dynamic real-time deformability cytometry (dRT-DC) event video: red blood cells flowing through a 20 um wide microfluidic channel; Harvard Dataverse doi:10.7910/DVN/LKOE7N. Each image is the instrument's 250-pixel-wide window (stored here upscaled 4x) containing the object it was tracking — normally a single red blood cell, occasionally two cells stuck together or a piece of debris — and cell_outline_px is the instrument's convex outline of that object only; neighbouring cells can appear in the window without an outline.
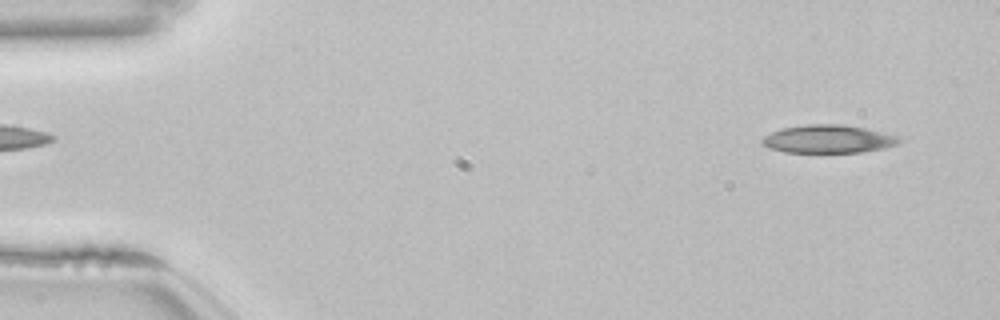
{"species": "common noctule bat (a hibernating species)", "species_latin": "Nyctalus noctula", "temperature_condition": "room temperature", "stored_images_in_passage": 50, "camera_frame_rate_fps": 3000, "um_per_image_px": 0.085, "animal": {"sex": "female", "body_mass_g": 22.7, "forearm_length_mm": 54.2}, "frame": {"image": 1, "passage_image": 3, "time_ms": 0.667, "image_size_px": [1000, 320], "cell_outline_px": [[904, 140], [900, 144], [884, 148], [860, 152], [784, 152], [768, 148], [760, 144], [760, 140], [764, 136], [780, 128], [808, 124], [840, 124], [864, 128], [896, 136]], "centroid_in_image_um": [70.36, 11.82], "position_along_channel_um": 14.6, "area_um2": 22.48}}
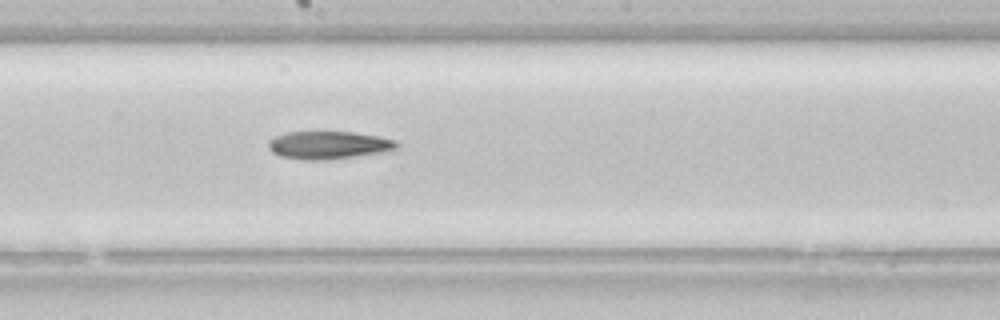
{"frame": {"image": 2, "passage_image": 28, "time_ms": 9.0, "image_size_px": [1000, 320], "cell_outline_px": [[400, 144], [396, 148], [380, 152], [352, 156], [320, 160], [300, 160], [280, 156], [272, 152], [268, 148], [268, 140], [276, 136], [288, 132], [352, 132], [380, 136], [396, 140]], "centroid_in_image_um": [27.89, 12.32], "position_along_channel_um": 220.3, "area_um2": 20.63}}
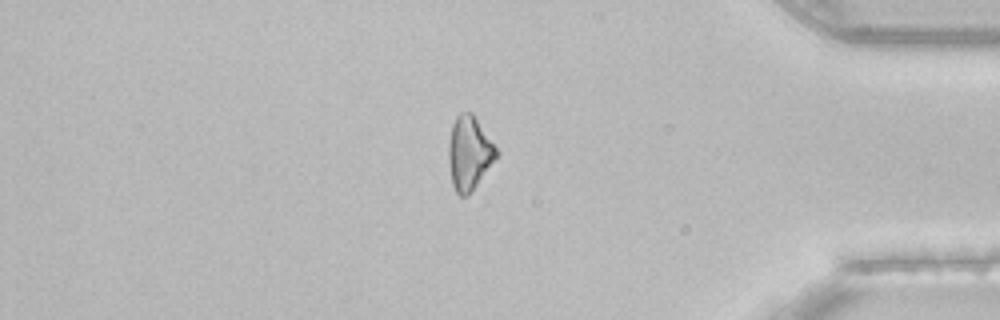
{"frame": {"image": 3, "passage_image": 44, "time_ms": 14.333, "image_size_px": [1000, 320], "cell_outline_px": [[500, 152], [468, 196], [460, 196], [456, 192], [452, 184], [448, 164], [448, 144], [452, 124], [456, 116], [460, 112], [472, 112]], "centroid_in_image_um": [39.86, 12.99], "position_along_channel_um": 395.3, "area_um2": 20.58}}